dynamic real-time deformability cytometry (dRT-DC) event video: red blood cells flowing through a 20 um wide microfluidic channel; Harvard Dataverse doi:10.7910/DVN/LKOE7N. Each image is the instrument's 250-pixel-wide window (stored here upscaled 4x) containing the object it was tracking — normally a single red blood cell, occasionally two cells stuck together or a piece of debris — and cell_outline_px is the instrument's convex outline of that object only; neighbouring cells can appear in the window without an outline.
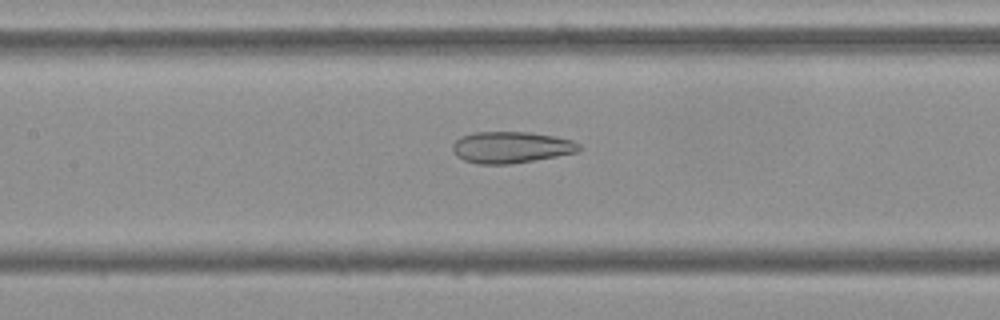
{"species": "Egyptian fruit bat (a non-hibernating species)", "species_latin": "Rousettus aegyptiacus", "temperature_condition": "cold", "stored_images_in_passage": 53, "camera_frame_rate_fps": 3000, "um_per_image_px": 0.085, "frame": {"image": 1, "passage_image": 24, "time_ms": 7.667, "image_size_px": [1000, 320], "cell_outline_px": [[580, 152], [512, 164], [476, 164], [464, 160], [456, 156], [452, 148], [452, 144], [460, 136], [476, 132], [528, 132], [552, 136], [572, 140], [580, 144]], "centroid_in_image_um": [43.43, 12.53], "position_along_channel_um": 164.0, "area_um2": 23.29}}
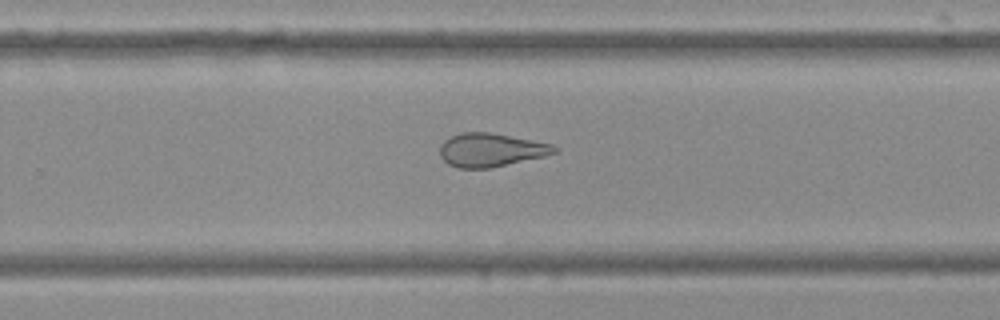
{"frame": {"image": 2, "passage_image": 34, "time_ms": 11.0, "image_size_px": [1000, 320], "cell_outline_px": [[560, 148], [556, 152], [544, 156], [488, 168], [456, 168], [448, 164], [440, 156], [440, 144], [444, 140], [460, 132], [488, 132], [552, 144]], "centroid_in_image_um": [41.69, 12.74], "position_along_channel_um": 288.1, "area_um2": 22.14}}
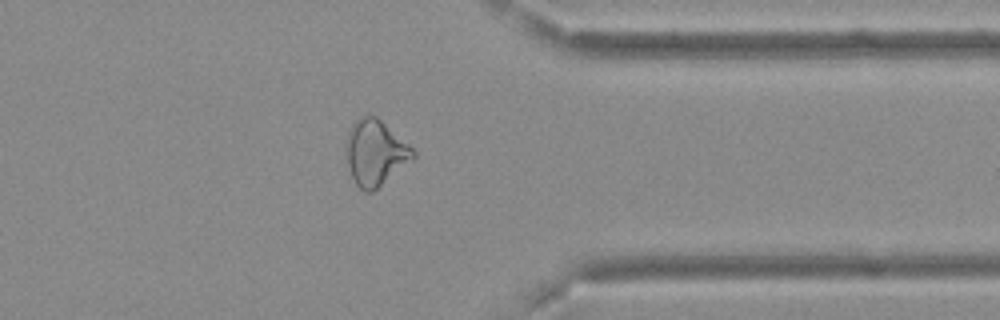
{"frame": {"image": 3, "passage_image": 42, "time_ms": 13.667, "image_size_px": [1000, 320], "cell_outline_px": [[416, 156], [412, 160], [372, 192], [364, 192], [356, 184], [352, 176], [344, 152], [344, 144], [348, 132], [352, 124], [360, 116], [376, 116], [408, 144], [416, 152]], "centroid_in_image_um": [31.86, 12.98], "position_along_channel_um": 379.5, "area_um2": 25.43}, "authors_computed_cell_mechanics": {"area_um2": 26.588, "velocity_mm_per_s": 3.7355, "shape_relaxation_time_tau1_ms": null, "shape_relaxation_time_tau2_ms": 2.0805, "deformation_change_tau1": null, "deformation_change_tau2": 0.1121}}